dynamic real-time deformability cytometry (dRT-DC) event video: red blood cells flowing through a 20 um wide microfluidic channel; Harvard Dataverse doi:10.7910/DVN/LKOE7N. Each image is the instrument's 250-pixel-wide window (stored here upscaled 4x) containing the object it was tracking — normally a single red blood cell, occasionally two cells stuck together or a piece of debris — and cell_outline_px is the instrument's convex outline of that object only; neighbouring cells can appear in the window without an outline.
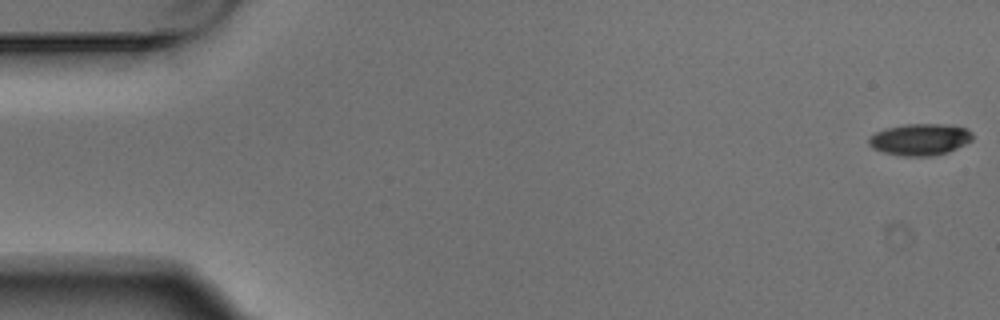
{"species": "Egyptian fruit bat (a non-hibernating species)", "species_latin": "Rousettus aegyptiacus", "temperature_condition": "warm", "stored_images_in_passage": 7, "camera_frame_rate_fps": 3000, "um_per_image_px": 0.085, "animal": {"sex": "male"}, "frame": {"image": 1, "passage_image": 1, "time_ms": 0.0, "image_size_px": [1000, 320], "cell_outline_px": [[972, 140], [948, 152], [932, 156], [900, 156], [884, 152], [872, 148], [868, 144], [868, 140], [876, 132], [884, 128], [904, 124], [948, 124], [968, 128], [972, 132]], "centroid_in_image_um": [78.2, 11.84], "position_along_channel_um": 6.8, "area_um2": 19.25}}
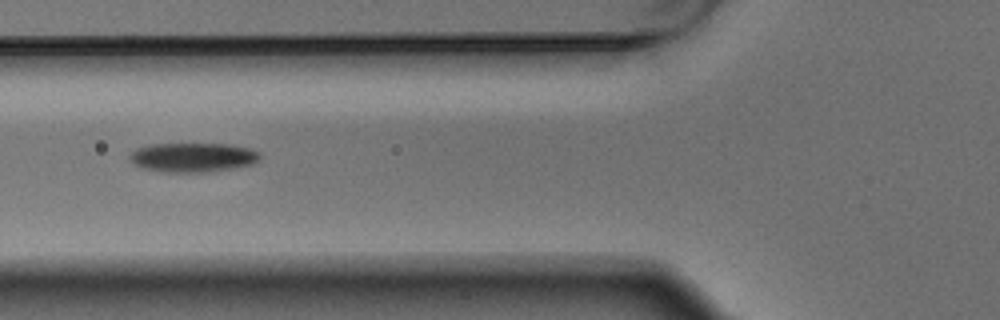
{"frame": {"image": 2, "passage_image": 6, "time_ms": 1.667, "image_size_px": [1000, 320], "cell_outline_px": [[260, 160], [252, 164], [232, 168], [208, 172], [168, 172], [140, 168], [128, 160], [128, 156], [136, 148], [152, 144], [228, 144], [248, 148], [260, 152]], "centroid_in_image_um": [16.37, 13.38], "position_along_channel_um": 109.4, "area_um2": 22.31}}
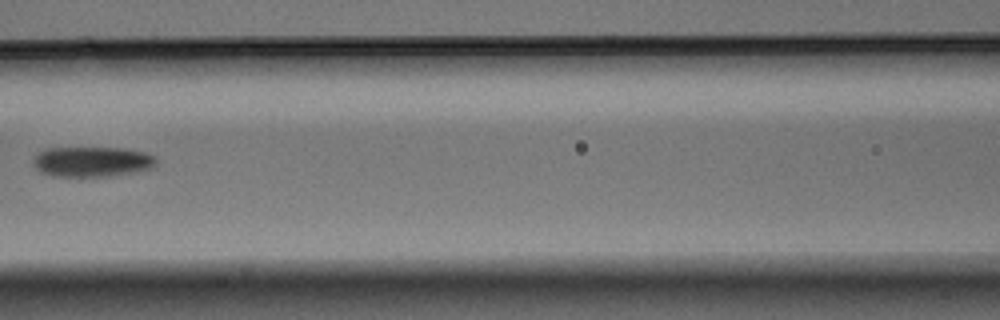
{"frame": {"image": 3, "passage_image": 7, "time_ms": 2.0, "image_size_px": [1000, 320], "cell_outline_px": [[156, 164], [152, 168], [136, 172], [108, 176], [52, 176], [40, 172], [32, 164], [32, 160], [44, 148], [124, 148], [144, 152], [152, 156], [156, 160]], "centroid_in_image_um": [7.8, 13.74], "position_along_channel_um": 158.8, "area_um2": 21.62}}